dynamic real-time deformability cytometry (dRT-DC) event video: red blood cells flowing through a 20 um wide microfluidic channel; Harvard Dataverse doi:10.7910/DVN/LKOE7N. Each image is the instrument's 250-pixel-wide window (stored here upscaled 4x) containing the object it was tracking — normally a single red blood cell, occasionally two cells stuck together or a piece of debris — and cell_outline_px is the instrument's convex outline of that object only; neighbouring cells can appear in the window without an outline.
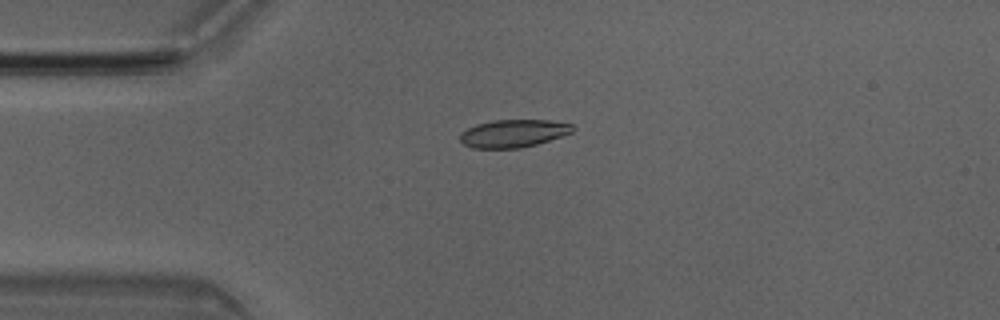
{"species": "Egyptian fruit bat (a non-hibernating species)", "species_latin": "Rousettus aegyptiacus", "temperature_condition": "room temperature", "stored_images_in_passage": 4, "camera_frame_rate_fps": 3000, "um_per_image_px": 0.085, "animal": {"sex": "male"}, "frame": {"image": 1, "passage_image": 4, "time_ms": 1.0, "image_size_px": [1000, 320], "cell_outline_px": [[576, 128], [572, 132], [536, 144], [520, 148], [472, 148], [464, 144], [460, 140], [460, 132], [476, 124], [492, 120], [548, 120], [572, 124]], "centroid_in_image_um": [43.61, 11.33], "position_along_channel_um": 41.4, "area_um2": 18.15}}